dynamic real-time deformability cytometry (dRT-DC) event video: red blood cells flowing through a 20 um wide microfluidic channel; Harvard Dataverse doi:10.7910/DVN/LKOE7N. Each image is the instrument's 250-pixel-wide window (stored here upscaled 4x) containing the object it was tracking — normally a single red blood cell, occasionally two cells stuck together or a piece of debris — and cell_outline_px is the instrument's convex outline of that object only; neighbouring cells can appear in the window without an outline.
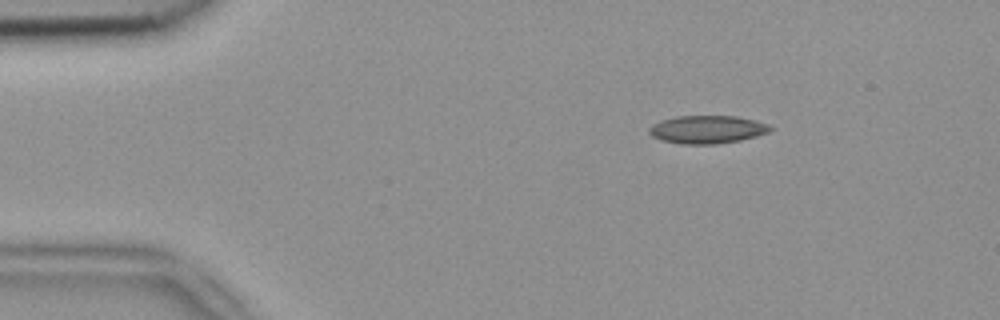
{"species": "common noctule bat (a hibernating species)", "species_latin": "Nyctalus noctula", "temperature_condition": "room temperature", "stored_images_in_passage": 4, "camera_frame_rate_fps": 3000, "um_per_image_px": 0.085, "animal": {"sex": "female", "body_mass_g": 18.4}, "frame": {"image": 1, "passage_image": 2, "time_ms": 0.333, "image_size_px": [1000, 320], "cell_outline_px": [[776, 128], [768, 132], [756, 136], [740, 140], [716, 144], [680, 144], [660, 140], [652, 136], [648, 132], [648, 128], [652, 124], [660, 120], [676, 116], [736, 116], [756, 120], [768, 124]], "centroid_in_image_um": [60.1, 11.0], "position_along_channel_um": 24.9, "area_um2": 20.0}}